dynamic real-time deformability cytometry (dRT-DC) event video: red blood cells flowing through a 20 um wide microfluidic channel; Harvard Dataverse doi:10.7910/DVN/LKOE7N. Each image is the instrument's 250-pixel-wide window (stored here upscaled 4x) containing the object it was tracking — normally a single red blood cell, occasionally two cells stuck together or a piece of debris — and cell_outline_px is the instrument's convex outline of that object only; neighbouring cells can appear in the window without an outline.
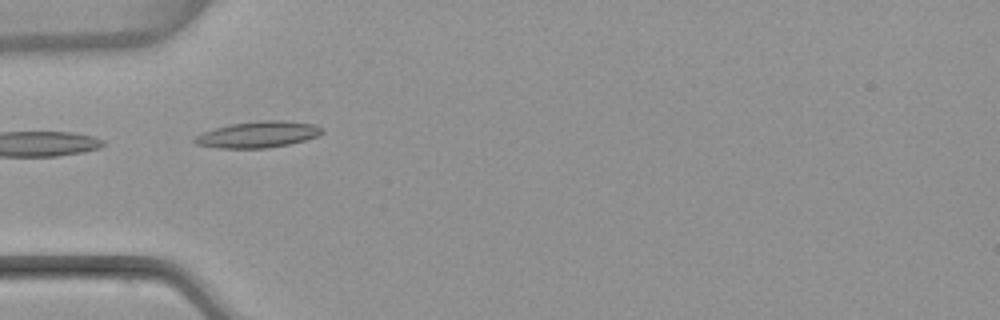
{"species": "common noctule bat (a hibernating species)", "species_latin": "Nyctalus noctula", "temperature_condition": "warm", "stored_images_in_passage": 5, "camera_frame_rate_fps": 3000, "um_per_image_px": 0.085, "animal": {"sex": "female", "body_mass_g": 22.7, "forearm_length_mm": 54.2}, "frame": {"image": 1, "passage_image": 5, "time_ms": 5.0, "image_size_px": [1000, 320], "cell_outline_px": [[324, 132], [320, 136], [288, 144], [268, 148], [216, 148], [196, 144], [192, 140], [196, 136], [204, 132], [228, 124], [260, 120], [284, 120], [312, 124], [324, 128]], "centroid_in_image_um": [21.95, 11.43], "position_along_channel_um": 63.0, "area_um2": 19.59}}